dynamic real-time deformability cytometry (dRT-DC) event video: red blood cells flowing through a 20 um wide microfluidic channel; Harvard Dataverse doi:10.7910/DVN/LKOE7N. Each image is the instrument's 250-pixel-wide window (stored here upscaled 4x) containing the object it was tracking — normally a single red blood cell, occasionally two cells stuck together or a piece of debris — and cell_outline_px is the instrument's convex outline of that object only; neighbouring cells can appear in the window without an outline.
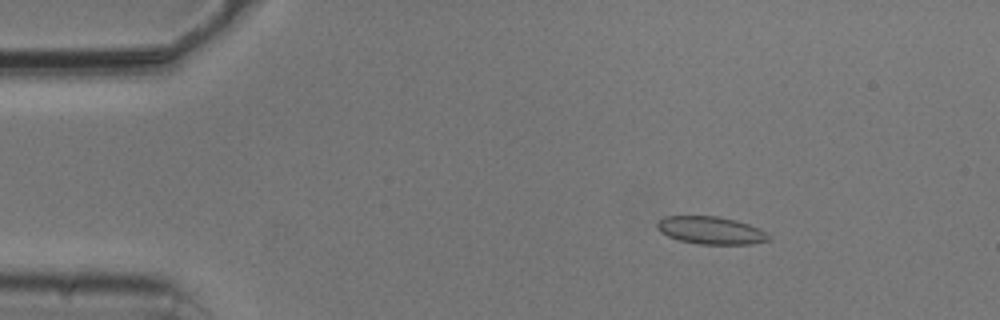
{"species": "common noctule bat (a hibernating species)", "species_latin": "Nyctalus noctula", "temperature_condition": "cold", "stored_images_in_passage": 53, "camera_frame_rate_fps": 3000, "um_per_image_px": 0.085, "animal": {"sex": "male", "body_mass_g": 20.5, "forearm_length_mm": 52.5}, "frame": {"image": 1, "passage_image": 8, "time_ms": 2.333, "image_size_px": [1000, 320], "cell_outline_px": [[772, 236], [768, 240], [752, 244], [700, 244], [680, 240], [668, 236], [660, 232], [656, 228], [656, 224], [664, 216], [716, 216], [736, 220], [760, 228]], "centroid_in_image_um": [60.43, 19.58], "position_along_channel_um": 24.6, "area_um2": 17.98}}
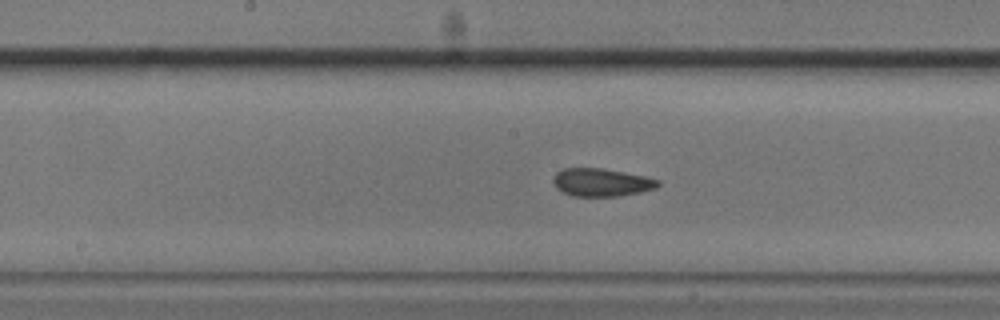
{"frame": {"image": 2, "passage_image": 27, "time_ms": 8.667, "image_size_px": [1000, 320], "cell_outline_px": [[660, 184], [656, 188], [640, 192], [620, 196], [572, 196], [556, 188], [552, 180], [556, 172], [564, 168], [604, 168], [644, 176], [660, 180]], "centroid_in_image_um": [51.12, 15.5], "position_along_channel_um": 197.1, "area_um2": 17.11}}
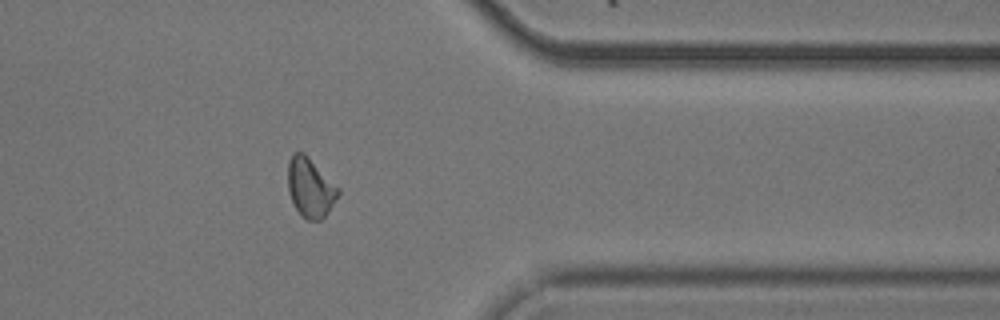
{"frame": {"image": 3, "passage_image": 43, "time_ms": 14.0, "image_size_px": [1000, 320], "cell_outline_px": [[340, 192], [324, 216], [320, 220], [308, 220], [300, 216], [288, 192], [288, 160], [292, 152], [304, 152], [340, 188]], "centroid_in_image_um": [26.35, 15.92], "position_along_channel_um": 385.0, "area_um2": 17.34}, "authors_computed_cell_mechanics": {"area_um2": 17.4556, "velocity_mm_per_s": 3.7669, "shape_relaxation_time_tau1_ms": 7.9399, "shape_relaxation_time_tau2_ms": 0.9447, "deformation_change_tau1": 0.1032, "deformation_change_tau2": 0.0487}}